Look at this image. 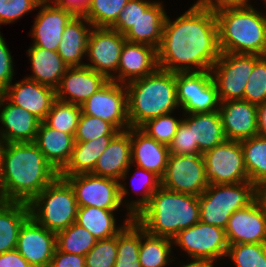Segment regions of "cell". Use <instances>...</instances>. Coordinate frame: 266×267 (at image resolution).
I'll list each match as a JSON object with an SVG mask.
<instances>
[{
  "label": "cell",
  "instance_id": "3957f363",
  "mask_svg": "<svg viewBox=\"0 0 266 267\" xmlns=\"http://www.w3.org/2000/svg\"><path fill=\"white\" fill-rule=\"evenodd\" d=\"M198 196L170 191L162 186L134 221L148 234L173 239L200 221Z\"/></svg>",
  "mask_w": 266,
  "mask_h": 267
},
{
  "label": "cell",
  "instance_id": "484cf974",
  "mask_svg": "<svg viewBox=\"0 0 266 267\" xmlns=\"http://www.w3.org/2000/svg\"><path fill=\"white\" fill-rule=\"evenodd\" d=\"M131 139V164L136 163V168H142L163 178L168 157L169 146L159 143L140 127H130Z\"/></svg>",
  "mask_w": 266,
  "mask_h": 267
},
{
  "label": "cell",
  "instance_id": "d6a6232c",
  "mask_svg": "<svg viewBox=\"0 0 266 267\" xmlns=\"http://www.w3.org/2000/svg\"><path fill=\"white\" fill-rule=\"evenodd\" d=\"M95 206L79 207L76 223L87 229L97 240L108 239L118 235L134 218L127 216L124 224L117 227L114 212Z\"/></svg>",
  "mask_w": 266,
  "mask_h": 267
},
{
  "label": "cell",
  "instance_id": "836d02e7",
  "mask_svg": "<svg viewBox=\"0 0 266 267\" xmlns=\"http://www.w3.org/2000/svg\"><path fill=\"white\" fill-rule=\"evenodd\" d=\"M240 143L249 181L255 186L266 183V138L256 135Z\"/></svg>",
  "mask_w": 266,
  "mask_h": 267
},
{
  "label": "cell",
  "instance_id": "ab89813d",
  "mask_svg": "<svg viewBox=\"0 0 266 267\" xmlns=\"http://www.w3.org/2000/svg\"><path fill=\"white\" fill-rule=\"evenodd\" d=\"M227 256L236 267H266V243L229 245Z\"/></svg>",
  "mask_w": 266,
  "mask_h": 267
},
{
  "label": "cell",
  "instance_id": "603a6c76",
  "mask_svg": "<svg viewBox=\"0 0 266 267\" xmlns=\"http://www.w3.org/2000/svg\"><path fill=\"white\" fill-rule=\"evenodd\" d=\"M218 111L227 140L242 141L257 135V105L229 100L220 102Z\"/></svg>",
  "mask_w": 266,
  "mask_h": 267
},
{
  "label": "cell",
  "instance_id": "44dd1931",
  "mask_svg": "<svg viewBox=\"0 0 266 267\" xmlns=\"http://www.w3.org/2000/svg\"><path fill=\"white\" fill-rule=\"evenodd\" d=\"M7 101L33 114L44 121L56 100L55 89L36 81L24 78L21 82L12 83L1 93Z\"/></svg>",
  "mask_w": 266,
  "mask_h": 267
},
{
  "label": "cell",
  "instance_id": "60d3db41",
  "mask_svg": "<svg viewBox=\"0 0 266 267\" xmlns=\"http://www.w3.org/2000/svg\"><path fill=\"white\" fill-rule=\"evenodd\" d=\"M243 100L257 106L266 101V55L255 54V65L248 77Z\"/></svg>",
  "mask_w": 266,
  "mask_h": 267
},
{
  "label": "cell",
  "instance_id": "7a4b0ae2",
  "mask_svg": "<svg viewBox=\"0 0 266 267\" xmlns=\"http://www.w3.org/2000/svg\"><path fill=\"white\" fill-rule=\"evenodd\" d=\"M58 176L34 142L2 143L0 200L29 204Z\"/></svg>",
  "mask_w": 266,
  "mask_h": 267
},
{
  "label": "cell",
  "instance_id": "9f6ffc18",
  "mask_svg": "<svg viewBox=\"0 0 266 267\" xmlns=\"http://www.w3.org/2000/svg\"><path fill=\"white\" fill-rule=\"evenodd\" d=\"M256 200L263 209L264 215L266 217V183L256 186Z\"/></svg>",
  "mask_w": 266,
  "mask_h": 267
},
{
  "label": "cell",
  "instance_id": "6f0895ef",
  "mask_svg": "<svg viewBox=\"0 0 266 267\" xmlns=\"http://www.w3.org/2000/svg\"><path fill=\"white\" fill-rule=\"evenodd\" d=\"M191 262L187 264H183L181 267H214L213 264L215 263L209 259L203 258H191Z\"/></svg>",
  "mask_w": 266,
  "mask_h": 267
},
{
  "label": "cell",
  "instance_id": "2e32d148",
  "mask_svg": "<svg viewBox=\"0 0 266 267\" xmlns=\"http://www.w3.org/2000/svg\"><path fill=\"white\" fill-rule=\"evenodd\" d=\"M16 250L32 267H49L56 250V233L30 216L20 229Z\"/></svg>",
  "mask_w": 266,
  "mask_h": 267
},
{
  "label": "cell",
  "instance_id": "4dcf8cb0",
  "mask_svg": "<svg viewBox=\"0 0 266 267\" xmlns=\"http://www.w3.org/2000/svg\"><path fill=\"white\" fill-rule=\"evenodd\" d=\"M114 136H101L87 142H75L70 160L59 176L90 174Z\"/></svg>",
  "mask_w": 266,
  "mask_h": 267
},
{
  "label": "cell",
  "instance_id": "5bb4252c",
  "mask_svg": "<svg viewBox=\"0 0 266 267\" xmlns=\"http://www.w3.org/2000/svg\"><path fill=\"white\" fill-rule=\"evenodd\" d=\"M173 244L179 245L191 258L212 261L226 257L229 247L224 229L201 221L181 230L173 238Z\"/></svg>",
  "mask_w": 266,
  "mask_h": 267
},
{
  "label": "cell",
  "instance_id": "83f0119b",
  "mask_svg": "<svg viewBox=\"0 0 266 267\" xmlns=\"http://www.w3.org/2000/svg\"><path fill=\"white\" fill-rule=\"evenodd\" d=\"M92 27L93 25L83 15H75L66 25L57 53L69 67L84 66L82 60L86 56L91 32L89 29Z\"/></svg>",
  "mask_w": 266,
  "mask_h": 267
},
{
  "label": "cell",
  "instance_id": "52a82bcc",
  "mask_svg": "<svg viewBox=\"0 0 266 267\" xmlns=\"http://www.w3.org/2000/svg\"><path fill=\"white\" fill-rule=\"evenodd\" d=\"M256 199V186L245 181L235 184H209L198 197L200 221L225 230L230 216Z\"/></svg>",
  "mask_w": 266,
  "mask_h": 267
},
{
  "label": "cell",
  "instance_id": "cb8c5ba5",
  "mask_svg": "<svg viewBox=\"0 0 266 267\" xmlns=\"http://www.w3.org/2000/svg\"><path fill=\"white\" fill-rule=\"evenodd\" d=\"M2 106L0 122L4 128L0 129V142H34L41 121L20 106L7 101L0 93V107Z\"/></svg>",
  "mask_w": 266,
  "mask_h": 267
},
{
  "label": "cell",
  "instance_id": "9c48e42d",
  "mask_svg": "<svg viewBox=\"0 0 266 267\" xmlns=\"http://www.w3.org/2000/svg\"><path fill=\"white\" fill-rule=\"evenodd\" d=\"M255 65V54L221 53L211 68L220 102L243 100L248 77Z\"/></svg>",
  "mask_w": 266,
  "mask_h": 267
},
{
  "label": "cell",
  "instance_id": "db71d44e",
  "mask_svg": "<svg viewBox=\"0 0 266 267\" xmlns=\"http://www.w3.org/2000/svg\"><path fill=\"white\" fill-rule=\"evenodd\" d=\"M50 2L59 7L72 10L76 15H82L86 11L90 0H50Z\"/></svg>",
  "mask_w": 266,
  "mask_h": 267
},
{
  "label": "cell",
  "instance_id": "9a60e30c",
  "mask_svg": "<svg viewBox=\"0 0 266 267\" xmlns=\"http://www.w3.org/2000/svg\"><path fill=\"white\" fill-rule=\"evenodd\" d=\"M125 41L123 34L109 27H92L86 51L91 64L84 65L104 74L110 80L112 74L117 72Z\"/></svg>",
  "mask_w": 266,
  "mask_h": 267
},
{
  "label": "cell",
  "instance_id": "8992f818",
  "mask_svg": "<svg viewBox=\"0 0 266 267\" xmlns=\"http://www.w3.org/2000/svg\"><path fill=\"white\" fill-rule=\"evenodd\" d=\"M30 215L52 232H59L75 223L78 203L71 185L58 176L29 204Z\"/></svg>",
  "mask_w": 266,
  "mask_h": 267
},
{
  "label": "cell",
  "instance_id": "f5cc1de1",
  "mask_svg": "<svg viewBox=\"0 0 266 267\" xmlns=\"http://www.w3.org/2000/svg\"><path fill=\"white\" fill-rule=\"evenodd\" d=\"M0 267H32L20 254L14 249L0 254Z\"/></svg>",
  "mask_w": 266,
  "mask_h": 267
},
{
  "label": "cell",
  "instance_id": "277c9868",
  "mask_svg": "<svg viewBox=\"0 0 266 267\" xmlns=\"http://www.w3.org/2000/svg\"><path fill=\"white\" fill-rule=\"evenodd\" d=\"M130 127H141L148 120L180 107L176 73L157 68L143 78L125 84Z\"/></svg>",
  "mask_w": 266,
  "mask_h": 267
},
{
  "label": "cell",
  "instance_id": "8d00e7d4",
  "mask_svg": "<svg viewBox=\"0 0 266 267\" xmlns=\"http://www.w3.org/2000/svg\"><path fill=\"white\" fill-rule=\"evenodd\" d=\"M97 241V238L76 222L56 233V248L70 254L85 256Z\"/></svg>",
  "mask_w": 266,
  "mask_h": 267
},
{
  "label": "cell",
  "instance_id": "6da1fadb",
  "mask_svg": "<svg viewBox=\"0 0 266 267\" xmlns=\"http://www.w3.org/2000/svg\"><path fill=\"white\" fill-rule=\"evenodd\" d=\"M171 21L167 16L157 49L158 68L175 73L211 71L221 54L216 14L194 4Z\"/></svg>",
  "mask_w": 266,
  "mask_h": 267
},
{
  "label": "cell",
  "instance_id": "ac0fdd59",
  "mask_svg": "<svg viewBox=\"0 0 266 267\" xmlns=\"http://www.w3.org/2000/svg\"><path fill=\"white\" fill-rule=\"evenodd\" d=\"M49 3L50 0H43L39 4L40 11L31 35L34 46L57 51L66 25L76 14L72 10Z\"/></svg>",
  "mask_w": 266,
  "mask_h": 267
},
{
  "label": "cell",
  "instance_id": "f6af8a7d",
  "mask_svg": "<svg viewBox=\"0 0 266 267\" xmlns=\"http://www.w3.org/2000/svg\"><path fill=\"white\" fill-rule=\"evenodd\" d=\"M117 258V235L101 239L85 255V267H114Z\"/></svg>",
  "mask_w": 266,
  "mask_h": 267
},
{
  "label": "cell",
  "instance_id": "5b68a950",
  "mask_svg": "<svg viewBox=\"0 0 266 267\" xmlns=\"http://www.w3.org/2000/svg\"><path fill=\"white\" fill-rule=\"evenodd\" d=\"M221 53L266 55V16L251 4L217 11Z\"/></svg>",
  "mask_w": 266,
  "mask_h": 267
},
{
  "label": "cell",
  "instance_id": "f546056e",
  "mask_svg": "<svg viewBox=\"0 0 266 267\" xmlns=\"http://www.w3.org/2000/svg\"><path fill=\"white\" fill-rule=\"evenodd\" d=\"M27 52L33 73L27 78L56 89L69 66L57 51L32 45Z\"/></svg>",
  "mask_w": 266,
  "mask_h": 267
},
{
  "label": "cell",
  "instance_id": "c3c4849f",
  "mask_svg": "<svg viewBox=\"0 0 266 267\" xmlns=\"http://www.w3.org/2000/svg\"><path fill=\"white\" fill-rule=\"evenodd\" d=\"M138 17L139 0H129L110 28L124 35L136 23Z\"/></svg>",
  "mask_w": 266,
  "mask_h": 267
},
{
  "label": "cell",
  "instance_id": "4fadbf2b",
  "mask_svg": "<svg viewBox=\"0 0 266 267\" xmlns=\"http://www.w3.org/2000/svg\"><path fill=\"white\" fill-rule=\"evenodd\" d=\"M60 177L73 188L79 207L95 206L118 211L123 205L120 199V181L114 178L91 173Z\"/></svg>",
  "mask_w": 266,
  "mask_h": 267
},
{
  "label": "cell",
  "instance_id": "ee69618b",
  "mask_svg": "<svg viewBox=\"0 0 266 267\" xmlns=\"http://www.w3.org/2000/svg\"><path fill=\"white\" fill-rule=\"evenodd\" d=\"M138 171L139 172L137 174L140 175L139 178L142 180L141 181L142 186L140 185L141 186L140 188L142 189L141 191H143L141 193L142 197L131 202L128 201L127 204L126 202L124 203L125 204L124 206H126L124 208L125 209L127 208L128 216H132L133 218L148 204L151 196L161 187V179L157 175L145 169L139 168V167H138ZM134 174L135 175L133 176L136 177L137 174L136 173ZM132 185L134 186V184Z\"/></svg>",
  "mask_w": 266,
  "mask_h": 267
},
{
  "label": "cell",
  "instance_id": "11a10c76",
  "mask_svg": "<svg viewBox=\"0 0 266 267\" xmlns=\"http://www.w3.org/2000/svg\"><path fill=\"white\" fill-rule=\"evenodd\" d=\"M257 135L266 138V101L257 106Z\"/></svg>",
  "mask_w": 266,
  "mask_h": 267
},
{
  "label": "cell",
  "instance_id": "680465c9",
  "mask_svg": "<svg viewBox=\"0 0 266 267\" xmlns=\"http://www.w3.org/2000/svg\"><path fill=\"white\" fill-rule=\"evenodd\" d=\"M1 149H2V143L0 142V167H1Z\"/></svg>",
  "mask_w": 266,
  "mask_h": 267
},
{
  "label": "cell",
  "instance_id": "ba28073f",
  "mask_svg": "<svg viewBox=\"0 0 266 267\" xmlns=\"http://www.w3.org/2000/svg\"><path fill=\"white\" fill-rule=\"evenodd\" d=\"M176 87L183 114L218 111L220 99L211 71L176 72Z\"/></svg>",
  "mask_w": 266,
  "mask_h": 267
},
{
  "label": "cell",
  "instance_id": "d4e9b609",
  "mask_svg": "<svg viewBox=\"0 0 266 267\" xmlns=\"http://www.w3.org/2000/svg\"><path fill=\"white\" fill-rule=\"evenodd\" d=\"M166 17L162 2L139 0V17L124 34L126 41L147 44L158 49Z\"/></svg>",
  "mask_w": 266,
  "mask_h": 267
},
{
  "label": "cell",
  "instance_id": "7dc6e473",
  "mask_svg": "<svg viewBox=\"0 0 266 267\" xmlns=\"http://www.w3.org/2000/svg\"><path fill=\"white\" fill-rule=\"evenodd\" d=\"M169 153L174 155L200 154L197 144H193L192 129L182 120L169 145Z\"/></svg>",
  "mask_w": 266,
  "mask_h": 267
},
{
  "label": "cell",
  "instance_id": "b9f144b4",
  "mask_svg": "<svg viewBox=\"0 0 266 267\" xmlns=\"http://www.w3.org/2000/svg\"><path fill=\"white\" fill-rule=\"evenodd\" d=\"M118 132L108 121L81 113L74 139L75 142H87L101 136H115Z\"/></svg>",
  "mask_w": 266,
  "mask_h": 267
},
{
  "label": "cell",
  "instance_id": "1f68e13d",
  "mask_svg": "<svg viewBox=\"0 0 266 267\" xmlns=\"http://www.w3.org/2000/svg\"><path fill=\"white\" fill-rule=\"evenodd\" d=\"M30 216L28 203L0 200V254L16 249L20 229Z\"/></svg>",
  "mask_w": 266,
  "mask_h": 267
},
{
  "label": "cell",
  "instance_id": "f35d334b",
  "mask_svg": "<svg viewBox=\"0 0 266 267\" xmlns=\"http://www.w3.org/2000/svg\"><path fill=\"white\" fill-rule=\"evenodd\" d=\"M129 0H90L82 14L93 27H111Z\"/></svg>",
  "mask_w": 266,
  "mask_h": 267
},
{
  "label": "cell",
  "instance_id": "d6986e66",
  "mask_svg": "<svg viewBox=\"0 0 266 267\" xmlns=\"http://www.w3.org/2000/svg\"><path fill=\"white\" fill-rule=\"evenodd\" d=\"M108 81L104 74L85 65L68 67L55 89L56 99L81 105Z\"/></svg>",
  "mask_w": 266,
  "mask_h": 267
},
{
  "label": "cell",
  "instance_id": "74e56055",
  "mask_svg": "<svg viewBox=\"0 0 266 267\" xmlns=\"http://www.w3.org/2000/svg\"><path fill=\"white\" fill-rule=\"evenodd\" d=\"M81 113V105L62 102L56 99L44 122L53 129L74 136Z\"/></svg>",
  "mask_w": 266,
  "mask_h": 267
},
{
  "label": "cell",
  "instance_id": "f907efd6",
  "mask_svg": "<svg viewBox=\"0 0 266 267\" xmlns=\"http://www.w3.org/2000/svg\"><path fill=\"white\" fill-rule=\"evenodd\" d=\"M49 267H85V256L61 252L56 248Z\"/></svg>",
  "mask_w": 266,
  "mask_h": 267
},
{
  "label": "cell",
  "instance_id": "8fae6325",
  "mask_svg": "<svg viewBox=\"0 0 266 267\" xmlns=\"http://www.w3.org/2000/svg\"><path fill=\"white\" fill-rule=\"evenodd\" d=\"M161 186L170 191L199 197L209 186L202 154H169Z\"/></svg>",
  "mask_w": 266,
  "mask_h": 267
},
{
  "label": "cell",
  "instance_id": "f1b7e54d",
  "mask_svg": "<svg viewBox=\"0 0 266 267\" xmlns=\"http://www.w3.org/2000/svg\"><path fill=\"white\" fill-rule=\"evenodd\" d=\"M183 116L186 118L182 120L192 129L193 144H197L200 154L227 140L219 111Z\"/></svg>",
  "mask_w": 266,
  "mask_h": 267
},
{
  "label": "cell",
  "instance_id": "681fc988",
  "mask_svg": "<svg viewBox=\"0 0 266 267\" xmlns=\"http://www.w3.org/2000/svg\"><path fill=\"white\" fill-rule=\"evenodd\" d=\"M13 74V59L0 32V93L12 83Z\"/></svg>",
  "mask_w": 266,
  "mask_h": 267
},
{
  "label": "cell",
  "instance_id": "e575fe53",
  "mask_svg": "<svg viewBox=\"0 0 266 267\" xmlns=\"http://www.w3.org/2000/svg\"><path fill=\"white\" fill-rule=\"evenodd\" d=\"M144 240V241H142ZM173 239L148 234L141 228L139 262L141 267H165L172 262Z\"/></svg>",
  "mask_w": 266,
  "mask_h": 267
},
{
  "label": "cell",
  "instance_id": "816d5d0a",
  "mask_svg": "<svg viewBox=\"0 0 266 267\" xmlns=\"http://www.w3.org/2000/svg\"><path fill=\"white\" fill-rule=\"evenodd\" d=\"M198 7L216 13L219 10L249 5L248 0H198Z\"/></svg>",
  "mask_w": 266,
  "mask_h": 267
},
{
  "label": "cell",
  "instance_id": "d590c367",
  "mask_svg": "<svg viewBox=\"0 0 266 267\" xmlns=\"http://www.w3.org/2000/svg\"><path fill=\"white\" fill-rule=\"evenodd\" d=\"M140 243L141 227L133 220L117 235V258L114 267H141Z\"/></svg>",
  "mask_w": 266,
  "mask_h": 267
},
{
  "label": "cell",
  "instance_id": "e0dca14e",
  "mask_svg": "<svg viewBox=\"0 0 266 267\" xmlns=\"http://www.w3.org/2000/svg\"><path fill=\"white\" fill-rule=\"evenodd\" d=\"M131 139L130 128L119 131L110 141L108 147L99 157L91 174L102 177L114 178L120 181V199L123 203L128 190L121 180H125L130 172L131 164Z\"/></svg>",
  "mask_w": 266,
  "mask_h": 267
},
{
  "label": "cell",
  "instance_id": "bcb514c9",
  "mask_svg": "<svg viewBox=\"0 0 266 267\" xmlns=\"http://www.w3.org/2000/svg\"><path fill=\"white\" fill-rule=\"evenodd\" d=\"M42 0H0V25L10 24L30 11L39 9Z\"/></svg>",
  "mask_w": 266,
  "mask_h": 267
},
{
  "label": "cell",
  "instance_id": "7bdbcfd3",
  "mask_svg": "<svg viewBox=\"0 0 266 267\" xmlns=\"http://www.w3.org/2000/svg\"><path fill=\"white\" fill-rule=\"evenodd\" d=\"M176 119L171 113L148 120L140 128L161 144L169 146L182 122Z\"/></svg>",
  "mask_w": 266,
  "mask_h": 267
},
{
  "label": "cell",
  "instance_id": "4316f807",
  "mask_svg": "<svg viewBox=\"0 0 266 267\" xmlns=\"http://www.w3.org/2000/svg\"><path fill=\"white\" fill-rule=\"evenodd\" d=\"M34 143L59 173L70 160L75 139L73 135L53 129L41 121Z\"/></svg>",
  "mask_w": 266,
  "mask_h": 267
},
{
  "label": "cell",
  "instance_id": "30bf717a",
  "mask_svg": "<svg viewBox=\"0 0 266 267\" xmlns=\"http://www.w3.org/2000/svg\"><path fill=\"white\" fill-rule=\"evenodd\" d=\"M209 184L249 181L240 141L226 140L202 154Z\"/></svg>",
  "mask_w": 266,
  "mask_h": 267
},
{
  "label": "cell",
  "instance_id": "7402d4cb",
  "mask_svg": "<svg viewBox=\"0 0 266 267\" xmlns=\"http://www.w3.org/2000/svg\"><path fill=\"white\" fill-rule=\"evenodd\" d=\"M158 68L157 49L141 43L125 41L118 64L117 74L110 80L127 84L153 73Z\"/></svg>",
  "mask_w": 266,
  "mask_h": 267
},
{
  "label": "cell",
  "instance_id": "ffe728a7",
  "mask_svg": "<svg viewBox=\"0 0 266 267\" xmlns=\"http://www.w3.org/2000/svg\"><path fill=\"white\" fill-rule=\"evenodd\" d=\"M225 235L228 245L266 243V217L256 199L230 216Z\"/></svg>",
  "mask_w": 266,
  "mask_h": 267
},
{
  "label": "cell",
  "instance_id": "7c38bea8",
  "mask_svg": "<svg viewBox=\"0 0 266 267\" xmlns=\"http://www.w3.org/2000/svg\"><path fill=\"white\" fill-rule=\"evenodd\" d=\"M83 114L111 123L117 130L130 128L125 84L109 80L81 104Z\"/></svg>",
  "mask_w": 266,
  "mask_h": 267
}]
</instances>
